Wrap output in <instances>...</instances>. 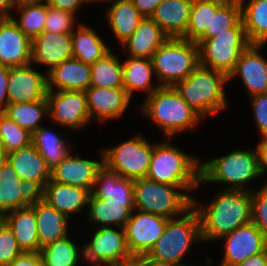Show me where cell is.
Segmentation results:
<instances>
[{"mask_svg": "<svg viewBox=\"0 0 267 266\" xmlns=\"http://www.w3.org/2000/svg\"><path fill=\"white\" fill-rule=\"evenodd\" d=\"M5 223H6V213L0 211V229L5 225Z\"/></svg>", "mask_w": 267, "mask_h": 266, "instance_id": "680465c9", "label": "cell"}, {"mask_svg": "<svg viewBox=\"0 0 267 266\" xmlns=\"http://www.w3.org/2000/svg\"><path fill=\"white\" fill-rule=\"evenodd\" d=\"M49 6L76 15V11L88 0H45Z\"/></svg>", "mask_w": 267, "mask_h": 266, "instance_id": "c3c4849f", "label": "cell"}, {"mask_svg": "<svg viewBox=\"0 0 267 266\" xmlns=\"http://www.w3.org/2000/svg\"><path fill=\"white\" fill-rule=\"evenodd\" d=\"M15 8L13 0H0V19L11 18L10 11Z\"/></svg>", "mask_w": 267, "mask_h": 266, "instance_id": "11a10c76", "label": "cell"}, {"mask_svg": "<svg viewBox=\"0 0 267 266\" xmlns=\"http://www.w3.org/2000/svg\"><path fill=\"white\" fill-rule=\"evenodd\" d=\"M118 266H142L136 259L131 261V262H128V263H125V264H120Z\"/></svg>", "mask_w": 267, "mask_h": 266, "instance_id": "91938a15", "label": "cell"}, {"mask_svg": "<svg viewBox=\"0 0 267 266\" xmlns=\"http://www.w3.org/2000/svg\"><path fill=\"white\" fill-rule=\"evenodd\" d=\"M7 161L12 165L20 180H33L43 189L51 180V170L32 143L7 154Z\"/></svg>", "mask_w": 267, "mask_h": 266, "instance_id": "484cf974", "label": "cell"}, {"mask_svg": "<svg viewBox=\"0 0 267 266\" xmlns=\"http://www.w3.org/2000/svg\"><path fill=\"white\" fill-rule=\"evenodd\" d=\"M141 134L129 138L115 147L104 148L103 164L121 177L137 179L146 177L153 144Z\"/></svg>", "mask_w": 267, "mask_h": 266, "instance_id": "30bf717a", "label": "cell"}, {"mask_svg": "<svg viewBox=\"0 0 267 266\" xmlns=\"http://www.w3.org/2000/svg\"><path fill=\"white\" fill-rule=\"evenodd\" d=\"M226 0H193L186 33L181 37L197 41L206 31H211L212 10H217Z\"/></svg>", "mask_w": 267, "mask_h": 266, "instance_id": "f35d334b", "label": "cell"}, {"mask_svg": "<svg viewBox=\"0 0 267 266\" xmlns=\"http://www.w3.org/2000/svg\"><path fill=\"white\" fill-rule=\"evenodd\" d=\"M9 68L7 66L0 65V112L7 106L9 103L8 100V77H9Z\"/></svg>", "mask_w": 267, "mask_h": 266, "instance_id": "681fc988", "label": "cell"}, {"mask_svg": "<svg viewBox=\"0 0 267 266\" xmlns=\"http://www.w3.org/2000/svg\"><path fill=\"white\" fill-rule=\"evenodd\" d=\"M159 86H174L186 79L199 65V48L195 41L168 37L152 58Z\"/></svg>", "mask_w": 267, "mask_h": 266, "instance_id": "ba28073f", "label": "cell"}, {"mask_svg": "<svg viewBox=\"0 0 267 266\" xmlns=\"http://www.w3.org/2000/svg\"><path fill=\"white\" fill-rule=\"evenodd\" d=\"M1 113L33 134L43 126L40 119L48 115V101L45 98L35 102L8 103Z\"/></svg>", "mask_w": 267, "mask_h": 266, "instance_id": "d590c367", "label": "cell"}, {"mask_svg": "<svg viewBox=\"0 0 267 266\" xmlns=\"http://www.w3.org/2000/svg\"><path fill=\"white\" fill-rule=\"evenodd\" d=\"M241 20L239 0H226L217 10H212L211 31H206L199 39H210L233 28Z\"/></svg>", "mask_w": 267, "mask_h": 266, "instance_id": "60d3db41", "label": "cell"}, {"mask_svg": "<svg viewBox=\"0 0 267 266\" xmlns=\"http://www.w3.org/2000/svg\"><path fill=\"white\" fill-rule=\"evenodd\" d=\"M142 266H176L171 263L154 260L146 254L141 255L136 259Z\"/></svg>", "mask_w": 267, "mask_h": 266, "instance_id": "db71d44e", "label": "cell"}, {"mask_svg": "<svg viewBox=\"0 0 267 266\" xmlns=\"http://www.w3.org/2000/svg\"><path fill=\"white\" fill-rule=\"evenodd\" d=\"M73 57L71 33L43 31L32 40L31 63L48 67L50 72L64 60Z\"/></svg>", "mask_w": 267, "mask_h": 266, "instance_id": "44dd1931", "label": "cell"}, {"mask_svg": "<svg viewBox=\"0 0 267 266\" xmlns=\"http://www.w3.org/2000/svg\"><path fill=\"white\" fill-rule=\"evenodd\" d=\"M152 76H155L153 63L147 58L129 57L123 62V88L132 98L135 91H148L150 96L160 86L153 87Z\"/></svg>", "mask_w": 267, "mask_h": 266, "instance_id": "1f68e13d", "label": "cell"}, {"mask_svg": "<svg viewBox=\"0 0 267 266\" xmlns=\"http://www.w3.org/2000/svg\"><path fill=\"white\" fill-rule=\"evenodd\" d=\"M200 165L197 157L169 142L156 143L146 178L174 186H199Z\"/></svg>", "mask_w": 267, "mask_h": 266, "instance_id": "5b68a950", "label": "cell"}, {"mask_svg": "<svg viewBox=\"0 0 267 266\" xmlns=\"http://www.w3.org/2000/svg\"><path fill=\"white\" fill-rule=\"evenodd\" d=\"M113 2V1H117V0H88V4L92 3V2Z\"/></svg>", "mask_w": 267, "mask_h": 266, "instance_id": "94428289", "label": "cell"}, {"mask_svg": "<svg viewBox=\"0 0 267 266\" xmlns=\"http://www.w3.org/2000/svg\"><path fill=\"white\" fill-rule=\"evenodd\" d=\"M85 93L90 121L96 117L101 123L121 117L131 100L124 88L90 86Z\"/></svg>", "mask_w": 267, "mask_h": 266, "instance_id": "d6986e66", "label": "cell"}, {"mask_svg": "<svg viewBox=\"0 0 267 266\" xmlns=\"http://www.w3.org/2000/svg\"><path fill=\"white\" fill-rule=\"evenodd\" d=\"M193 0H163L150 17L168 37H182L187 30Z\"/></svg>", "mask_w": 267, "mask_h": 266, "instance_id": "cb8c5ba5", "label": "cell"}, {"mask_svg": "<svg viewBox=\"0 0 267 266\" xmlns=\"http://www.w3.org/2000/svg\"><path fill=\"white\" fill-rule=\"evenodd\" d=\"M71 32L73 57L84 63L92 64L110 51L93 28L80 24Z\"/></svg>", "mask_w": 267, "mask_h": 266, "instance_id": "d6a6232c", "label": "cell"}, {"mask_svg": "<svg viewBox=\"0 0 267 266\" xmlns=\"http://www.w3.org/2000/svg\"><path fill=\"white\" fill-rule=\"evenodd\" d=\"M90 195L91 191L85 188L50 180L44 187L43 200L70 218L88 205Z\"/></svg>", "mask_w": 267, "mask_h": 266, "instance_id": "603a6c76", "label": "cell"}, {"mask_svg": "<svg viewBox=\"0 0 267 266\" xmlns=\"http://www.w3.org/2000/svg\"><path fill=\"white\" fill-rule=\"evenodd\" d=\"M32 40L12 20L0 19V65L10 68L31 63Z\"/></svg>", "mask_w": 267, "mask_h": 266, "instance_id": "e0dca14e", "label": "cell"}, {"mask_svg": "<svg viewBox=\"0 0 267 266\" xmlns=\"http://www.w3.org/2000/svg\"><path fill=\"white\" fill-rule=\"evenodd\" d=\"M31 207L35 211L39 238V251L45 245L68 236V220L46 201L41 200Z\"/></svg>", "mask_w": 267, "mask_h": 266, "instance_id": "83f0119b", "label": "cell"}, {"mask_svg": "<svg viewBox=\"0 0 267 266\" xmlns=\"http://www.w3.org/2000/svg\"><path fill=\"white\" fill-rule=\"evenodd\" d=\"M167 38L151 18L143 17L136 31L120 46H123L124 50L128 49V57L151 59Z\"/></svg>", "mask_w": 267, "mask_h": 266, "instance_id": "d4e9b609", "label": "cell"}, {"mask_svg": "<svg viewBox=\"0 0 267 266\" xmlns=\"http://www.w3.org/2000/svg\"><path fill=\"white\" fill-rule=\"evenodd\" d=\"M198 186H174L154 182L146 177L134 179L135 210L153 213L165 218H174L184 214L193 206L189 194L180 193L195 190ZM180 190V191H178Z\"/></svg>", "mask_w": 267, "mask_h": 266, "instance_id": "8992f818", "label": "cell"}, {"mask_svg": "<svg viewBox=\"0 0 267 266\" xmlns=\"http://www.w3.org/2000/svg\"><path fill=\"white\" fill-rule=\"evenodd\" d=\"M19 12V19L11 17L18 28L31 40L44 31L47 15V2L24 3L15 6L14 10ZM19 20V21H18Z\"/></svg>", "mask_w": 267, "mask_h": 266, "instance_id": "ab89813d", "label": "cell"}, {"mask_svg": "<svg viewBox=\"0 0 267 266\" xmlns=\"http://www.w3.org/2000/svg\"><path fill=\"white\" fill-rule=\"evenodd\" d=\"M106 17L120 45L136 31L139 22L143 19L131 0L113 1L107 10Z\"/></svg>", "mask_w": 267, "mask_h": 266, "instance_id": "4dcf8cb0", "label": "cell"}, {"mask_svg": "<svg viewBox=\"0 0 267 266\" xmlns=\"http://www.w3.org/2000/svg\"><path fill=\"white\" fill-rule=\"evenodd\" d=\"M167 221L168 218L153 213L132 211L124 229L129 252L135 259L150 251L162 236Z\"/></svg>", "mask_w": 267, "mask_h": 266, "instance_id": "5bb4252c", "label": "cell"}, {"mask_svg": "<svg viewBox=\"0 0 267 266\" xmlns=\"http://www.w3.org/2000/svg\"><path fill=\"white\" fill-rule=\"evenodd\" d=\"M44 0H13V3L15 6L24 4V3H32V2H41Z\"/></svg>", "mask_w": 267, "mask_h": 266, "instance_id": "6f0895ef", "label": "cell"}, {"mask_svg": "<svg viewBox=\"0 0 267 266\" xmlns=\"http://www.w3.org/2000/svg\"><path fill=\"white\" fill-rule=\"evenodd\" d=\"M96 227L91 241L83 245V259L92 266H118L135 260L130 254L124 228Z\"/></svg>", "mask_w": 267, "mask_h": 266, "instance_id": "8fae6325", "label": "cell"}, {"mask_svg": "<svg viewBox=\"0 0 267 266\" xmlns=\"http://www.w3.org/2000/svg\"><path fill=\"white\" fill-rule=\"evenodd\" d=\"M143 17L150 18L163 0H131Z\"/></svg>", "mask_w": 267, "mask_h": 266, "instance_id": "f907efd6", "label": "cell"}, {"mask_svg": "<svg viewBox=\"0 0 267 266\" xmlns=\"http://www.w3.org/2000/svg\"><path fill=\"white\" fill-rule=\"evenodd\" d=\"M6 224L23 252H39L35 211L31 206L7 212Z\"/></svg>", "mask_w": 267, "mask_h": 266, "instance_id": "f1b7e54d", "label": "cell"}, {"mask_svg": "<svg viewBox=\"0 0 267 266\" xmlns=\"http://www.w3.org/2000/svg\"><path fill=\"white\" fill-rule=\"evenodd\" d=\"M229 77L223 72L198 65L183 81L173 87L202 118L228 108L224 85Z\"/></svg>", "mask_w": 267, "mask_h": 266, "instance_id": "3957f363", "label": "cell"}, {"mask_svg": "<svg viewBox=\"0 0 267 266\" xmlns=\"http://www.w3.org/2000/svg\"><path fill=\"white\" fill-rule=\"evenodd\" d=\"M254 118L261 137L267 136V92L251 96Z\"/></svg>", "mask_w": 267, "mask_h": 266, "instance_id": "bcb514c9", "label": "cell"}, {"mask_svg": "<svg viewBox=\"0 0 267 266\" xmlns=\"http://www.w3.org/2000/svg\"><path fill=\"white\" fill-rule=\"evenodd\" d=\"M8 266H43V263L39 252H23Z\"/></svg>", "mask_w": 267, "mask_h": 266, "instance_id": "7dc6e473", "label": "cell"}, {"mask_svg": "<svg viewBox=\"0 0 267 266\" xmlns=\"http://www.w3.org/2000/svg\"><path fill=\"white\" fill-rule=\"evenodd\" d=\"M31 63L9 68L8 100L9 103L35 102L45 99L48 92L47 73L31 68Z\"/></svg>", "mask_w": 267, "mask_h": 266, "instance_id": "2e32d148", "label": "cell"}, {"mask_svg": "<svg viewBox=\"0 0 267 266\" xmlns=\"http://www.w3.org/2000/svg\"><path fill=\"white\" fill-rule=\"evenodd\" d=\"M144 102L142 113L160 127L169 142L173 135L198 126L202 119L172 86H160Z\"/></svg>", "mask_w": 267, "mask_h": 266, "instance_id": "7a4b0ae2", "label": "cell"}, {"mask_svg": "<svg viewBox=\"0 0 267 266\" xmlns=\"http://www.w3.org/2000/svg\"><path fill=\"white\" fill-rule=\"evenodd\" d=\"M252 222L267 237V191L262 187L251 191Z\"/></svg>", "mask_w": 267, "mask_h": 266, "instance_id": "f6af8a7d", "label": "cell"}, {"mask_svg": "<svg viewBox=\"0 0 267 266\" xmlns=\"http://www.w3.org/2000/svg\"><path fill=\"white\" fill-rule=\"evenodd\" d=\"M241 19L251 44H266L267 42V0H239Z\"/></svg>", "mask_w": 267, "mask_h": 266, "instance_id": "836d02e7", "label": "cell"}, {"mask_svg": "<svg viewBox=\"0 0 267 266\" xmlns=\"http://www.w3.org/2000/svg\"><path fill=\"white\" fill-rule=\"evenodd\" d=\"M76 16L72 13L53 8L47 3L44 31L51 33H71L75 28Z\"/></svg>", "mask_w": 267, "mask_h": 266, "instance_id": "7bdbcfd3", "label": "cell"}, {"mask_svg": "<svg viewBox=\"0 0 267 266\" xmlns=\"http://www.w3.org/2000/svg\"><path fill=\"white\" fill-rule=\"evenodd\" d=\"M220 239L225 242L221 266H237L267 248V237L252 221Z\"/></svg>", "mask_w": 267, "mask_h": 266, "instance_id": "9a60e30c", "label": "cell"}, {"mask_svg": "<svg viewBox=\"0 0 267 266\" xmlns=\"http://www.w3.org/2000/svg\"><path fill=\"white\" fill-rule=\"evenodd\" d=\"M260 176L256 149H237L200 165V182L225 183L226 190L252 191L246 186Z\"/></svg>", "mask_w": 267, "mask_h": 266, "instance_id": "52a82bcc", "label": "cell"}, {"mask_svg": "<svg viewBox=\"0 0 267 266\" xmlns=\"http://www.w3.org/2000/svg\"><path fill=\"white\" fill-rule=\"evenodd\" d=\"M237 266H267V248L263 252L249 257Z\"/></svg>", "mask_w": 267, "mask_h": 266, "instance_id": "f5cc1de1", "label": "cell"}, {"mask_svg": "<svg viewBox=\"0 0 267 266\" xmlns=\"http://www.w3.org/2000/svg\"><path fill=\"white\" fill-rule=\"evenodd\" d=\"M79 250L75 242L65 236L45 245L39 253L43 266H77L80 258L83 259L84 256L83 247Z\"/></svg>", "mask_w": 267, "mask_h": 266, "instance_id": "74e56055", "label": "cell"}, {"mask_svg": "<svg viewBox=\"0 0 267 266\" xmlns=\"http://www.w3.org/2000/svg\"><path fill=\"white\" fill-rule=\"evenodd\" d=\"M258 164L261 177L267 172V136L261 137V141L256 146Z\"/></svg>", "mask_w": 267, "mask_h": 266, "instance_id": "816d5d0a", "label": "cell"}, {"mask_svg": "<svg viewBox=\"0 0 267 266\" xmlns=\"http://www.w3.org/2000/svg\"><path fill=\"white\" fill-rule=\"evenodd\" d=\"M46 98L52 122L72 130L84 128L91 122L85 91L48 90Z\"/></svg>", "mask_w": 267, "mask_h": 266, "instance_id": "7c38bea8", "label": "cell"}, {"mask_svg": "<svg viewBox=\"0 0 267 266\" xmlns=\"http://www.w3.org/2000/svg\"><path fill=\"white\" fill-rule=\"evenodd\" d=\"M44 189L33 180H20L12 165L0 169V211L7 213L22 209L43 200Z\"/></svg>", "mask_w": 267, "mask_h": 266, "instance_id": "4fadbf2b", "label": "cell"}, {"mask_svg": "<svg viewBox=\"0 0 267 266\" xmlns=\"http://www.w3.org/2000/svg\"><path fill=\"white\" fill-rule=\"evenodd\" d=\"M32 144L45 160L46 166L52 170L71 152L67 147L66 138L59 133H53L48 128L41 126L32 134Z\"/></svg>", "mask_w": 267, "mask_h": 266, "instance_id": "e575fe53", "label": "cell"}, {"mask_svg": "<svg viewBox=\"0 0 267 266\" xmlns=\"http://www.w3.org/2000/svg\"><path fill=\"white\" fill-rule=\"evenodd\" d=\"M193 198V207L197 210L201 223V237L205 241L220 239L236 228L252 221L251 191H221L205 206Z\"/></svg>", "mask_w": 267, "mask_h": 266, "instance_id": "6da1fadb", "label": "cell"}, {"mask_svg": "<svg viewBox=\"0 0 267 266\" xmlns=\"http://www.w3.org/2000/svg\"><path fill=\"white\" fill-rule=\"evenodd\" d=\"M111 51L96 62L90 64V86L99 88H123V63Z\"/></svg>", "mask_w": 267, "mask_h": 266, "instance_id": "8d00e7d4", "label": "cell"}, {"mask_svg": "<svg viewBox=\"0 0 267 266\" xmlns=\"http://www.w3.org/2000/svg\"><path fill=\"white\" fill-rule=\"evenodd\" d=\"M264 44H250L237 60L229 81L241 77L249 97L267 92V60L258 51Z\"/></svg>", "mask_w": 267, "mask_h": 266, "instance_id": "ffe728a7", "label": "cell"}, {"mask_svg": "<svg viewBox=\"0 0 267 266\" xmlns=\"http://www.w3.org/2000/svg\"><path fill=\"white\" fill-rule=\"evenodd\" d=\"M199 241L203 242L200 217L192 206L184 214L168 219L162 236L146 255L157 261L184 266L187 264L181 263L182 259L190 246Z\"/></svg>", "mask_w": 267, "mask_h": 266, "instance_id": "277c9868", "label": "cell"}, {"mask_svg": "<svg viewBox=\"0 0 267 266\" xmlns=\"http://www.w3.org/2000/svg\"><path fill=\"white\" fill-rule=\"evenodd\" d=\"M7 161V153L5 149L0 145V169Z\"/></svg>", "mask_w": 267, "mask_h": 266, "instance_id": "9f6ffc18", "label": "cell"}, {"mask_svg": "<svg viewBox=\"0 0 267 266\" xmlns=\"http://www.w3.org/2000/svg\"><path fill=\"white\" fill-rule=\"evenodd\" d=\"M88 206V220L97 224L96 227H111L114 224L115 228H124L135 210L134 203H116L94 197L92 194Z\"/></svg>", "mask_w": 267, "mask_h": 266, "instance_id": "f546056e", "label": "cell"}, {"mask_svg": "<svg viewBox=\"0 0 267 266\" xmlns=\"http://www.w3.org/2000/svg\"><path fill=\"white\" fill-rule=\"evenodd\" d=\"M199 64L223 72L234 71L241 53L251 44L242 19L226 32L210 39H198Z\"/></svg>", "mask_w": 267, "mask_h": 266, "instance_id": "9c48e42d", "label": "cell"}, {"mask_svg": "<svg viewBox=\"0 0 267 266\" xmlns=\"http://www.w3.org/2000/svg\"><path fill=\"white\" fill-rule=\"evenodd\" d=\"M31 143L32 134L0 112V145L5 152L9 154Z\"/></svg>", "mask_w": 267, "mask_h": 266, "instance_id": "b9f144b4", "label": "cell"}, {"mask_svg": "<svg viewBox=\"0 0 267 266\" xmlns=\"http://www.w3.org/2000/svg\"><path fill=\"white\" fill-rule=\"evenodd\" d=\"M262 188L267 191V181L265 182V185L262 186Z\"/></svg>", "mask_w": 267, "mask_h": 266, "instance_id": "6125c7cd", "label": "cell"}, {"mask_svg": "<svg viewBox=\"0 0 267 266\" xmlns=\"http://www.w3.org/2000/svg\"><path fill=\"white\" fill-rule=\"evenodd\" d=\"M100 161L83 159L80 153L72 152L51 170V180L54 182L79 186L92 191L98 170L103 164V151L101 150Z\"/></svg>", "mask_w": 267, "mask_h": 266, "instance_id": "ac0fdd59", "label": "cell"}, {"mask_svg": "<svg viewBox=\"0 0 267 266\" xmlns=\"http://www.w3.org/2000/svg\"><path fill=\"white\" fill-rule=\"evenodd\" d=\"M23 253L11 229L5 223L0 229V266H8Z\"/></svg>", "mask_w": 267, "mask_h": 266, "instance_id": "ee69618b", "label": "cell"}, {"mask_svg": "<svg viewBox=\"0 0 267 266\" xmlns=\"http://www.w3.org/2000/svg\"><path fill=\"white\" fill-rule=\"evenodd\" d=\"M133 193L134 180L121 177L105 165L98 170L91 191L94 197L116 203H134Z\"/></svg>", "mask_w": 267, "mask_h": 266, "instance_id": "4316f807", "label": "cell"}, {"mask_svg": "<svg viewBox=\"0 0 267 266\" xmlns=\"http://www.w3.org/2000/svg\"><path fill=\"white\" fill-rule=\"evenodd\" d=\"M47 80L48 90L86 91L91 82L90 64L71 57L48 72Z\"/></svg>", "mask_w": 267, "mask_h": 266, "instance_id": "7402d4cb", "label": "cell"}]
</instances>
